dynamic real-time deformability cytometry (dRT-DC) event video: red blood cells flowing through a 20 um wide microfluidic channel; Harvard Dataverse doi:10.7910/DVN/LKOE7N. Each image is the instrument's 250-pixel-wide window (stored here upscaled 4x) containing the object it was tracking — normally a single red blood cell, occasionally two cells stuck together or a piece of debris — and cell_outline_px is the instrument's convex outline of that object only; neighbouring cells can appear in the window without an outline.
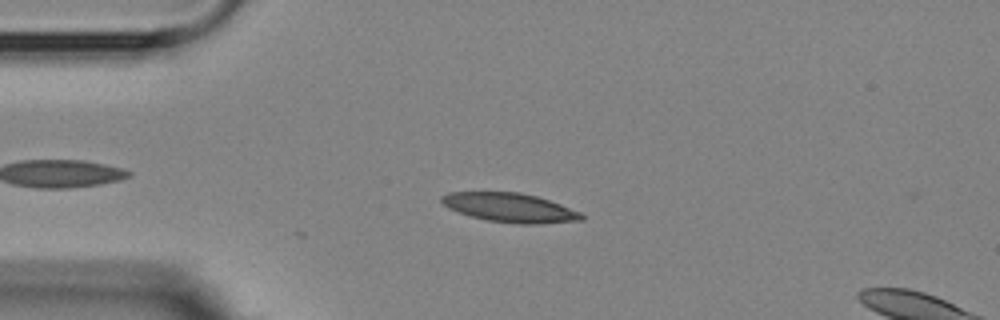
{"species": "Egyptian fruit bat (a non-hibernating species)", "species_latin": "Rousettus aegyptiacus", "temperature_condition": "room temperature", "stored_images_in_passage": 6, "segment_of_instrument_passage": [1, 2], "camera_frame_rate_fps": 3000, "um_per_image_px": 0.085, "animal": {"sex": "female"}, "frame": {"image": 1, "passage_image": 4, "time_ms": 3.333, "image_size_px": [1000, 320], "cell_outline_px": [[584, 220], [540, 224], [516, 224], [488, 220], [468, 216], [448, 208], [440, 200], [440, 196], [448, 192], [520, 192], [536, 196], [560, 204], [580, 212], [584, 216]], "centroid_in_image_um": [43.32, 17.65], "position_along_channel_um": 41.7, "area_um2": 23.81}}